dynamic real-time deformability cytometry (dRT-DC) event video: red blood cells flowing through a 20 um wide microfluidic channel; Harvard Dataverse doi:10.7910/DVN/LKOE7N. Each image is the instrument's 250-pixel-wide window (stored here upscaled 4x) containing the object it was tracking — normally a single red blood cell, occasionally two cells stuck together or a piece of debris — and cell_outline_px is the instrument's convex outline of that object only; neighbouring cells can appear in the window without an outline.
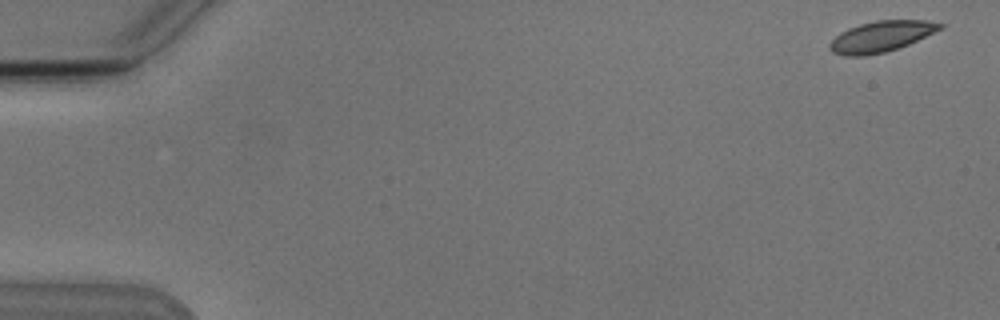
{"species": "Egyptian fruit bat (a non-hibernating species)", "species_latin": "Rousettus aegyptiacus", "temperature_condition": "cold", "stored_images_in_passage": 5, "camera_frame_rate_fps": 3000, "um_per_image_px": 0.085, "animal": {"sex": "male"}, "frame": {"image": 1, "passage_image": 1, "time_ms": 0.0, "image_size_px": [1000, 320], "cell_outline_px": [[944, 28], [908, 44], [884, 52], [864, 56], [844, 56], [832, 52], [828, 48], [828, 44], [840, 32], [848, 28], [860, 24], [876, 20], [928, 20], [944, 24]], "centroid_in_image_um": [74.88, 3.09], "position_along_channel_um": 10.1, "area_um2": 19.83}}